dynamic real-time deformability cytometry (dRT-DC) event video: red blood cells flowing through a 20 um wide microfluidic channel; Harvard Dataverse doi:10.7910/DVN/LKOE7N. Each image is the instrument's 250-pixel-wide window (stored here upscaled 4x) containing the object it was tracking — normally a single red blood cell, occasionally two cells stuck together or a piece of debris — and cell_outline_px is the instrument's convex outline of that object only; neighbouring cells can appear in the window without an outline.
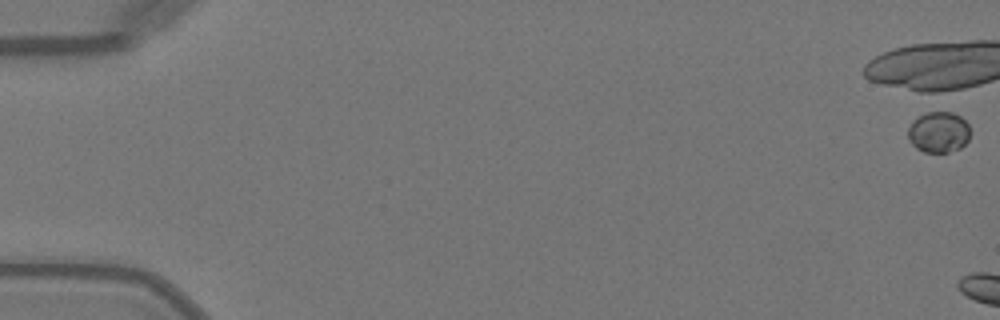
{"species": "Egyptian fruit bat (a non-hibernating species)", "species_latin": "Rousettus aegyptiacus", "temperature_condition": "warm", "stored_images_in_passage": 1, "camera_frame_rate_fps": 3000, "um_per_image_px": 0.085, "animal": {"sex": "female"}, "frame": {"image": 1, "passage_image": 1, "time_ms": 0.0, "image_size_px": [1000, 320], "cell_outline_px": [[968, 140], [960, 148], [948, 152], [924, 152], [916, 148], [912, 144], [908, 136], [908, 128], [912, 120], [936, 108], [952, 112], [960, 116], [968, 124]], "centroid_in_image_um": [79.76, 11.19], "position_along_channel_um": 5.2, "area_um2": 15.03}}